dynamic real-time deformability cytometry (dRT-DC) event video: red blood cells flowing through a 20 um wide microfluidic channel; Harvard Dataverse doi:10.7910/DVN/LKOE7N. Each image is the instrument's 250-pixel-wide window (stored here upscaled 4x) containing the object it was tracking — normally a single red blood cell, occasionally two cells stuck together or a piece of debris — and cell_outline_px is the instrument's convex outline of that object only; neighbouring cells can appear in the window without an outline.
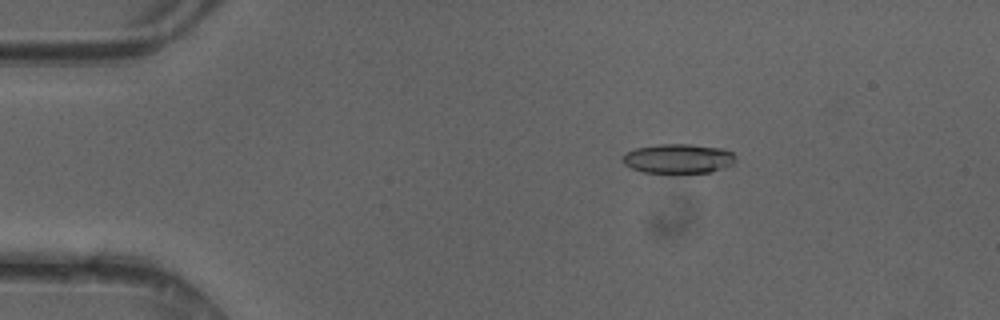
{"species": "common noctule bat (a hibernating species)", "species_latin": "Nyctalus noctula", "temperature_condition": "cold", "stored_images_in_passage": 48, "camera_frame_rate_fps": 3000, "um_per_image_px": 0.085, "animal": {"sex": "female"}, "frame": {"image": 1, "passage_image": 9, "time_ms": 2.667, "image_size_px": [1000, 320], "cell_outline_px": [[736, 160], [732, 164], [724, 168], [712, 172], [644, 172], [632, 168], [624, 164], [620, 160], [620, 156], [624, 152], [636, 148], [660, 144], [688, 144], [724, 148], [732, 152], [736, 156]], "centroid_in_image_um": [57.64, 13.47], "position_along_channel_um": 27.4, "area_um2": 19.54}}
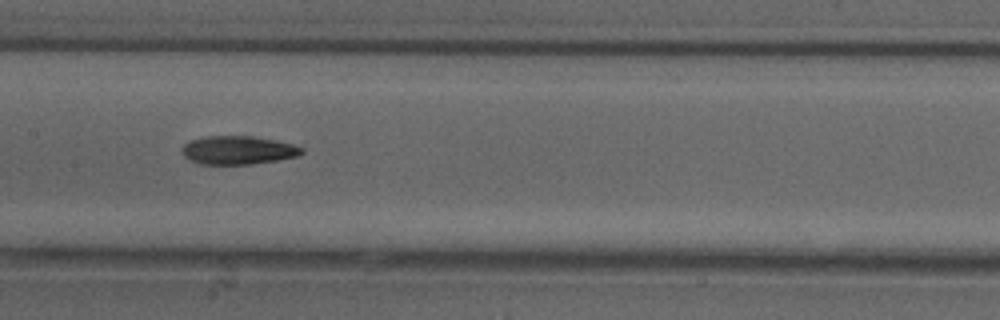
{"frame": {"image": 2, "passage_image": 25, "time_ms": 8.0, "image_size_px": [1000, 320], "cell_outline_px": [[304, 152], [300, 156], [252, 164], [200, 164], [188, 160], [184, 156], [184, 144], [188, 140], [208, 136], [252, 136], [276, 140], [292, 144], [304, 148]], "centroid_in_image_um": [20.26, 12.76], "position_along_channel_um": 187.1, "area_um2": 19.88}}
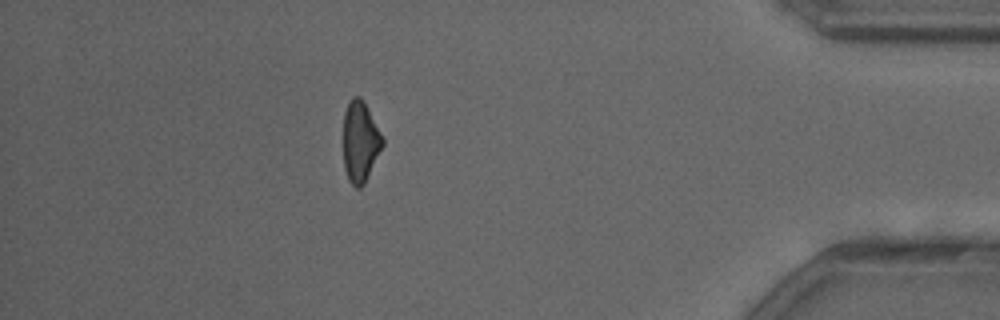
{"frame": {"image": 3, "passage_image": 44, "time_ms": 14.333, "image_size_px": [1000, 320], "cell_outline_px": [[384, 144], [364, 184], [360, 188], [356, 188], [348, 180], [344, 168], [344, 112], [348, 100], [352, 96], [360, 96], [380, 132], [384, 140]], "centroid_in_image_um": [30.6, 12.05], "position_along_channel_um": 404.6, "area_um2": 18.32}}